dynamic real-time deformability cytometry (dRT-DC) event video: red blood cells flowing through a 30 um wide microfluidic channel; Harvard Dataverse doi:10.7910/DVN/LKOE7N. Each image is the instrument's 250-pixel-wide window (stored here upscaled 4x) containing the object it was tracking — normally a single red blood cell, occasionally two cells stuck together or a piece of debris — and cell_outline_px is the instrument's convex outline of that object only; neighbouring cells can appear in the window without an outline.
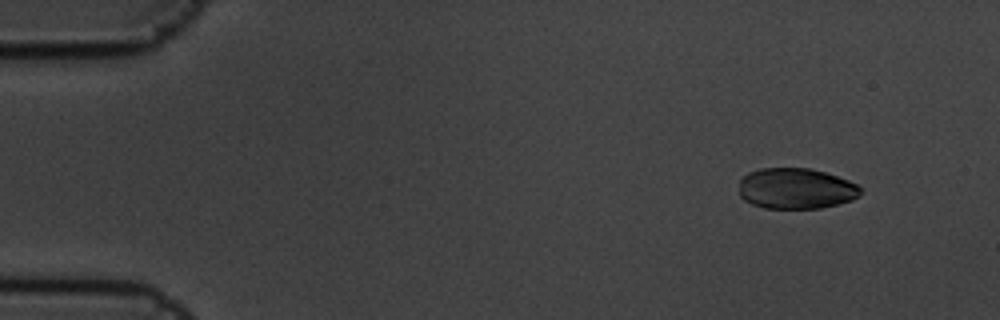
{"species": "common noctule bat (a hibernating species)", "species_latin": "Nyctalus noctula", "temperature_condition": "cold", "stored_images_in_passage": 5, "camera_frame_rate_fps": 3000, "um_per_image_px": 0.085, "animal": {"sex": "male", "body_mass_g": 19.5, "forearm_length_mm": 54.6}, "frame": {"image": 1, "passage_image": 2, "time_ms": 0.333, "image_size_px": [1000, 320], "cell_outline_px": [[864, 192], [860, 196], [852, 200], [820, 208], [764, 208], [752, 204], [744, 200], [740, 196], [740, 180], [748, 172], [760, 168], [808, 168], [824, 172], [848, 180], [856, 184]], "centroid_in_image_um": [67.66, 16.02], "position_along_channel_um": 17.3, "area_um2": 28.9}}